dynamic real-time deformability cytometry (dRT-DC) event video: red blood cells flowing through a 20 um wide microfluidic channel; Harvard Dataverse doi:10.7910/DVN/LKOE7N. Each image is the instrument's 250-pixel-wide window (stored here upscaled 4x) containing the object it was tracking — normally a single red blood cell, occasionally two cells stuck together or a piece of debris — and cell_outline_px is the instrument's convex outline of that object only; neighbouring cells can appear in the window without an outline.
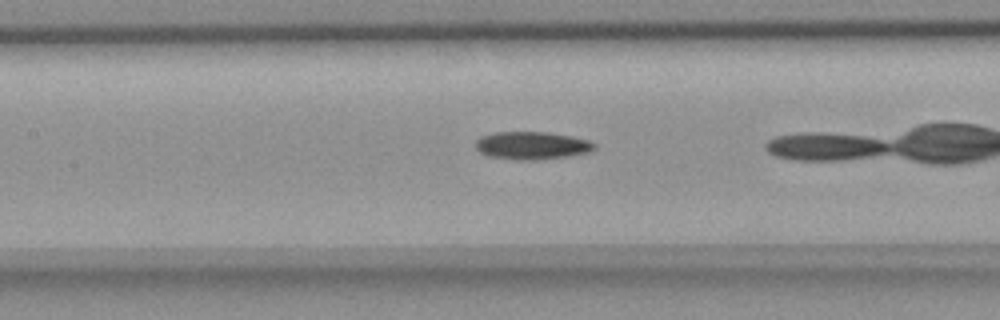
{"species": "common noctule bat (a hibernating species)", "species_latin": "Nyctalus noctula", "temperature_condition": "room temperature", "stored_images_in_passage": 40, "camera_frame_rate_fps": 3000, "um_per_image_px": 0.085, "animal": {"sex": "female", "body_mass_g": 18.4}, "frame": {"image": 1, "passage_image": 22, "time_ms": 7.0, "image_size_px": [1000, 320], "cell_outline_px": [[596, 148], [592, 152], [568, 156], [536, 160], [516, 160], [488, 156], [480, 152], [476, 148], [476, 140], [480, 136], [492, 132], [548, 132], [572, 136], [588, 140], [596, 144]], "centroid_in_image_um": [45.22, 12.37], "position_along_channel_um": 162.2, "area_um2": 19.48}}
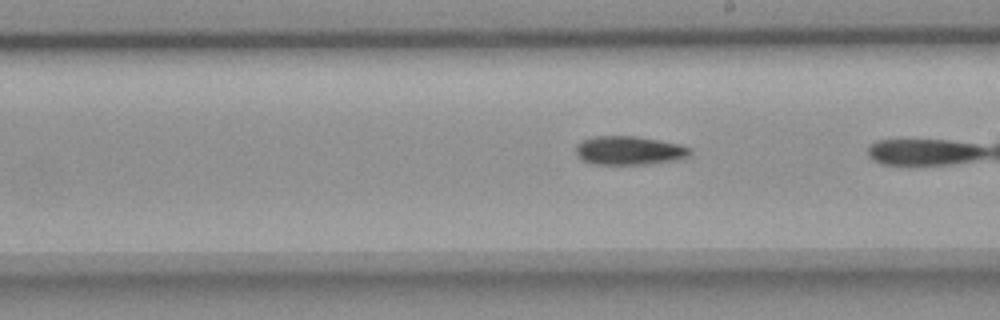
{"frame": {"image": 2, "passage_image": 28, "time_ms": 9.0, "image_size_px": [1000, 320], "cell_outline_px": [[692, 152], [688, 156], [676, 160], [648, 164], [592, 164], [580, 160], [576, 156], [576, 144], [584, 140], [596, 136], [636, 136], [680, 144], [692, 148]], "centroid_in_image_um": [53.47, 12.8], "position_along_channel_um": 235.5, "area_um2": 19.25}}
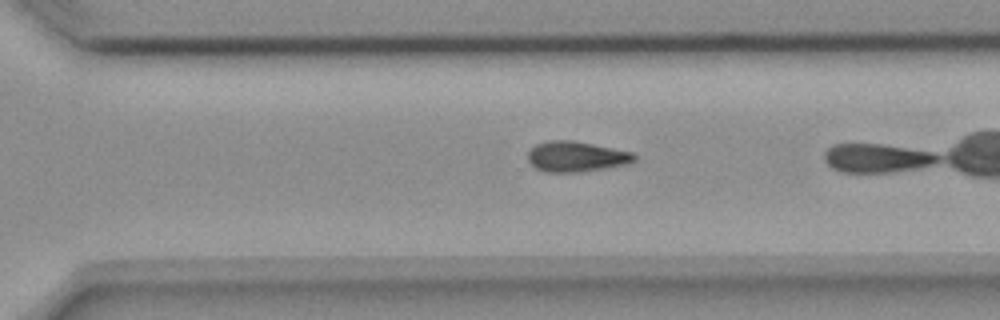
{"frame": {"image": 3, "passage_image": 35, "time_ms": 11.333, "image_size_px": [1000, 320], "cell_outline_px": [[636, 160], [628, 164], [580, 172], [544, 172], [536, 168], [528, 160], [528, 148], [536, 144], [548, 140], [572, 140], [632, 152], [636, 156]], "centroid_in_image_um": [48.95, 13.3], "position_along_channel_um": 321.7, "area_um2": 18.9}}